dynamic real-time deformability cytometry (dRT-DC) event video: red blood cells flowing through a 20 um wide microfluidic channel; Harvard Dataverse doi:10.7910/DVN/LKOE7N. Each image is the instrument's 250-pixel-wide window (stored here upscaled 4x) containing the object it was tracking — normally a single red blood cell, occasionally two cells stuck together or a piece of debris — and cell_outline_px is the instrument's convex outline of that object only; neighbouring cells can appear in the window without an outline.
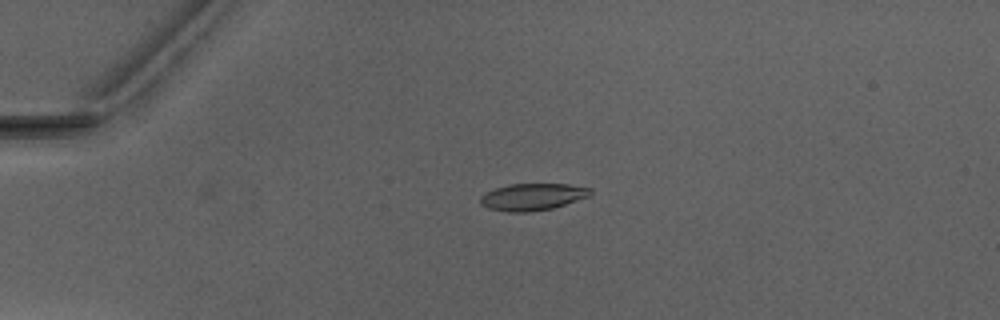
{"species": "Egyptian fruit bat (a non-hibernating species)", "species_latin": "Rousettus aegyptiacus", "temperature_condition": "warm", "stored_images_in_passage": 49, "segment_of_instrument_passage": [1, 2], "camera_frame_rate_fps": 3000, "um_per_image_px": 0.085, "animal": {"sex": "male"}, "frame": {"image": 1, "passage_image": 10, "time_ms": 3.0, "image_size_px": [1000, 320], "cell_outline_px": [[592, 192], [588, 196], [552, 208], [528, 212], [508, 212], [488, 208], [480, 204], [480, 196], [496, 188], [508, 184], [568, 184], [592, 188]], "centroid_in_image_um": [45.25, 16.73], "position_along_channel_um": 39.8, "area_um2": 17.11}}
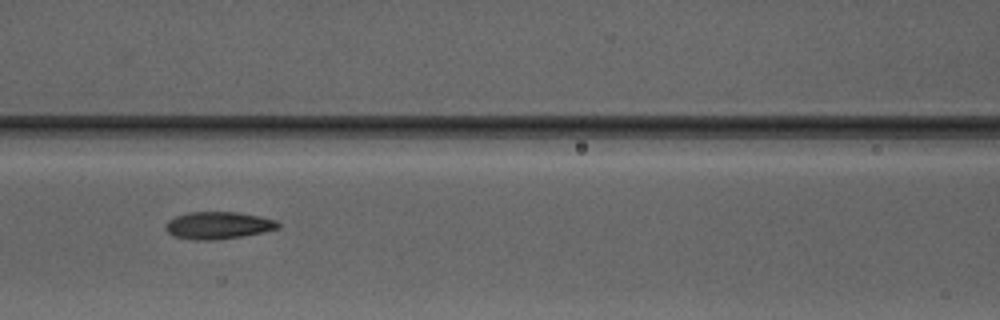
{"frame": {"image": 2, "passage_image": 21, "time_ms": 6.667, "image_size_px": [1000, 320], "cell_outline_px": [[280, 228], [264, 232], [240, 236], [212, 240], [192, 240], [172, 236], [164, 228], [164, 224], [168, 220], [176, 216], [188, 212], [236, 212], [260, 216], [276, 220], [280, 224]], "centroid_in_image_um": [18.52, 19.15], "position_along_channel_um": 148.1, "area_um2": 17.98}}
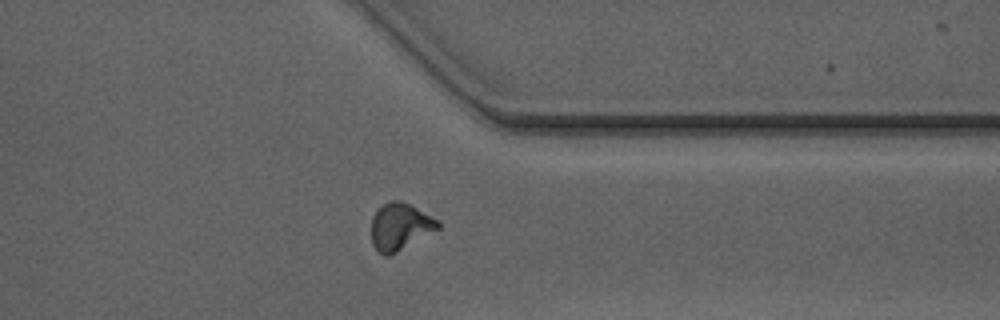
{"frame": {"image": 3, "passage_image": 38, "time_ms": 12.333, "image_size_px": [1000, 320], "cell_outline_px": [[440, 228], [396, 252], [388, 256], [384, 256], [376, 252], [372, 244], [372, 216], [384, 204], [392, 200], [400, 200], [440, 220]], "centroid_in_image_um": [34.0, 19.28], "position_along_channel_um": 377.4, "area_um2": 18.09}}